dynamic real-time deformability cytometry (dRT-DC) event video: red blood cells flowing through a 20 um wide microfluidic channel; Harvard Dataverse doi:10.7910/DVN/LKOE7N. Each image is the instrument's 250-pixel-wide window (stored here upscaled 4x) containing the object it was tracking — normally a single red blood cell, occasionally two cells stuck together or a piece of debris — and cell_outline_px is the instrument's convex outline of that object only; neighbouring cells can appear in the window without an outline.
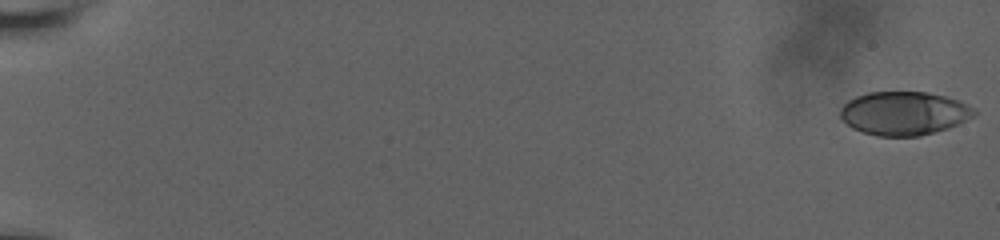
{"species": "human", "species_latin": "Homo sapiens", "temperature_condition": "room temperature", "stored_images_in_passage": 58, "camera_frame_rate_fps": 3000, "um_per_image_px": 0.085, "donor": {"sex": "male"}, "frame": {"image": 1, "passage_image": 1, "time_ms": 0.0, "image_size_px": [1000, 240], "cell_outline_px": [[980, 112], [948, 128], [920, 136], [876, 136], [852, 128], [840, 116], [840, 108], [848, 100], [856, 96], [868, 92], [928, 92], [960, 100], [976, 108]], "centroid_in_image_um": [76.86, 9.62], "position_along_channel_um": 8.1, "area_um2": 34.04}}
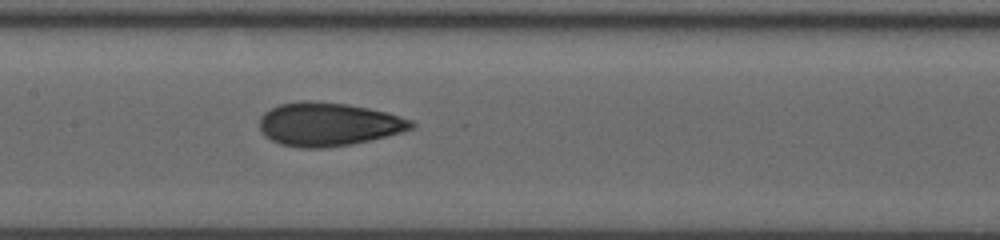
{"frame": {"image": 2, "passage_image": 32, "time_ms": 10.333, "image_size_px": [1000, 240], "cell_outline_px": [[416, 124], [412, 128], [400, 132], [352, 144], [324, 148], [300, 148], [280, 144], [264, 136], [260, 132], [260, 116], [264, 112], [280, 104], [300, 100], [312, 100], [348, 104], [368, 108], [384, 112], [412, 120]], "centroid_in_image_um": [27.85, 10.55], "position_along_channel_um": 179.6, "area_um2": 38.38}}
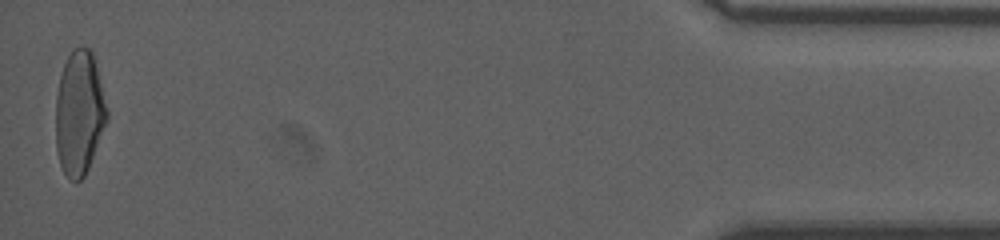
{"frame": {"image": 3, "passage_image": 58, "time_ms": 19.0, "image_size_px": [1000, 240], "cell_outline_px": [[108, 116], [88, 168], [84, 176], [80, 180], [72, 180], [64, 172], [60, 164], [56, 148], [56, 96], [60, 76], [64, 64], [72, 48], [88, 48], [92, 52], [108, 108]], "centroid_in_image_um": [6.73, 9.59], "position_along_channel_um": 428.5, "area_um2": 36.59}, "authors_computed_cell_mechanics": {"area_um2": 36.6163, "velocity_mm_per_s": 3.8061, "shape_relaxation_time_tau1_ms": 8.7428, "shape_relaxation_time_tau2_ms": 1.3611, "deformation_change_tau1": 0.2352, "deformation_change_tau2": 0.0738}}